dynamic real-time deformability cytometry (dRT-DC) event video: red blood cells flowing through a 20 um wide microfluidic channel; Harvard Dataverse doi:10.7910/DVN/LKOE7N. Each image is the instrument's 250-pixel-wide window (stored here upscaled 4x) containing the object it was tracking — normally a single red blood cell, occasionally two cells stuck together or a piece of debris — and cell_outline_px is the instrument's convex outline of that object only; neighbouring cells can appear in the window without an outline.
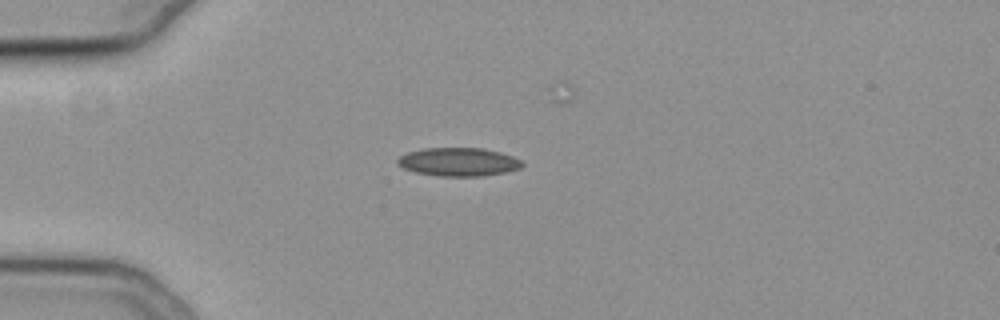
{"species": "common noctule bat (a hibernating species)", "species_latin": "Nyctalus noctula", "temperature_condition": "cold", "stored_images_in_passage": 29, "camera_frame_rate_fps": 3000, "um_per_image_px": 0.085, "animal": {"sex": "female", "body_mass_g": 19.3, "forearm_length_mm": 54.1}, "frame": {"image": 1, "passage_image": 1, "time_ms": 0.0, "image_size_px": [1000, 320], "cell_outline_px": [[524, 164], [520, 168], [504, 172], [484, 176], [440, 176], [416, 172], [404, 168], [396, 164], [396, 160], [400, 156], [408, 152], [424, 148], [484, 148], [500, 152], [512, 156], [520, 160]], "centroid_in_image_um": [38.96, 13.76], "position_along_channel_um": 46.0, "area_um2": 20.58}}
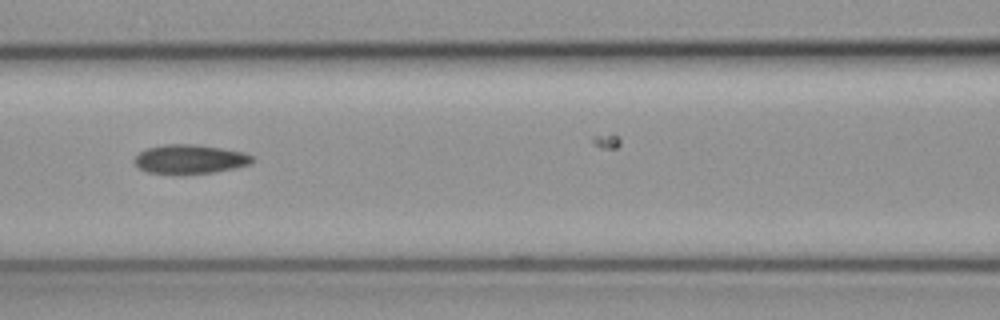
{"frame": {"image": 2, "passage_image": 11, "time_ms": 3.333, "image_size_px": [1000, 320], "cell_outline_px": [[252, 164], [236, 168], [212, 172], [184, 176], [172, 176], [148, 172], [140, 168], [136, 164], [136, 156], [140, 152], [148, 148], [168, 144], [188, 144], [220, 148], [244, 152], [252, 156]], "centroid_in_image_um": [16.15, 13.57], "position_along_channel_um": 150.5, "area_um2": 20.23}}
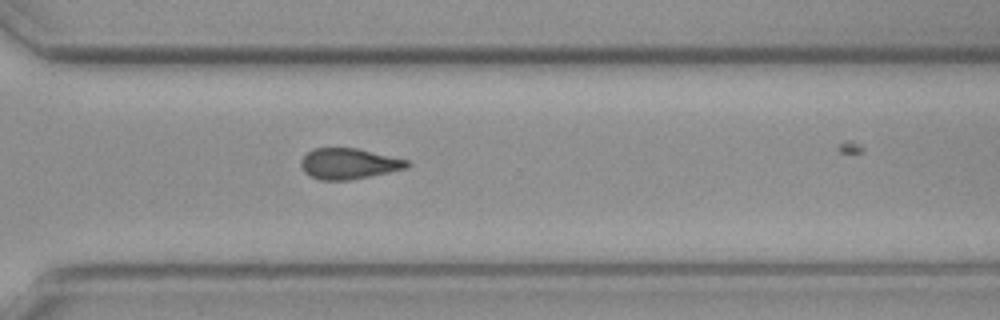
{"frame": {"image": 3, "passage_image": 26, "time_ms": 8.333, "image_size_px": [1000, 320], "cell_outline_px": [[412, 164], [408, 168], [352, 180], [320, 180], [308, 176], [304, 172], [300, 164], [300, 160], [308, 152], [316, 148], [356, 148], [408, 160]], "centroid_in_image_um": [29.65, 13.93], "position_along_channel_um": 341.0, "area_um2": 19.13}}